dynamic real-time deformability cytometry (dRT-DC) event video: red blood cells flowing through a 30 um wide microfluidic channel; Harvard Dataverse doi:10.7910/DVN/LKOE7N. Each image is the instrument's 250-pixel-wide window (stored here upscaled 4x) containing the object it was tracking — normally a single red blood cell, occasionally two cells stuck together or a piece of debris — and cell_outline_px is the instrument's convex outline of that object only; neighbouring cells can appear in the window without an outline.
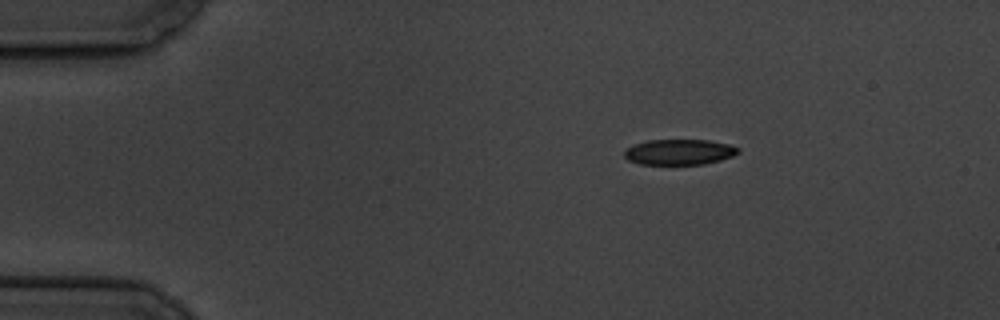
{"species": "common noctule bat (a hibernating species)", "species_latin": "Nyctalus noctula", "temperature_condition": "cold", "stored_images_in_passage": 49, "camera_frame_rate_fps": 3000, "um_per_image_px": 0.085, "animal": {"sex": "male", "body_mass_g": 19.5, "forearm_length_mm": 54.6}, "frame": {"image": 1, "passage_image": 1, "time_ms": 0.0, "image_size_px": [1000, 320], "cell_outline_px": [[740, 152], [732, 156], [720, 160], [704, 164], [640, 164], [628, 160], [624, 156], [624, 148], [632, 144], [648, 140], [708, 140], [728, 144], [740, 148]], "centroid_in_image_um": [57.7, 12.91], "position_along_channel_um": 27.3, "area_um2": 17.05}}
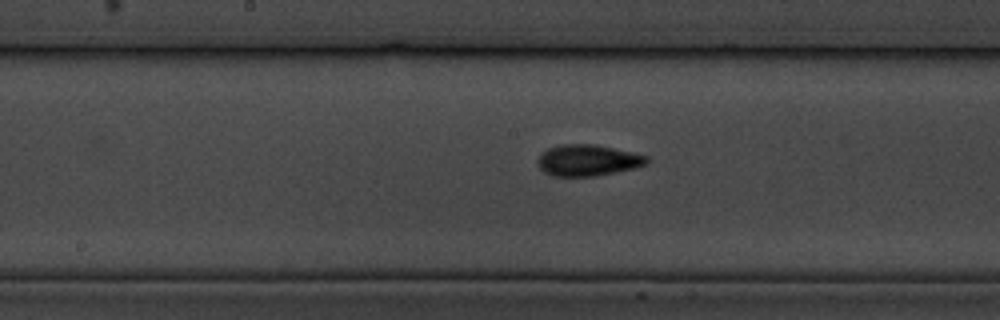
{"frame": {"image": 2, "passage_image": 21, "time_ms": 6.667, "image_size_px": [1000, 320], "cell_outline_px": [[648, 164], [636, 168], [596, 176], [552, 176], [544, 172], [540, 168], [540, 156], [548, 148], [560, 144], [596, 144], [648, 156]], "centroid_in_image_um": [50.01, 13.63], "position_along_channel_um": 198.2, "area_um2": 19.77}}
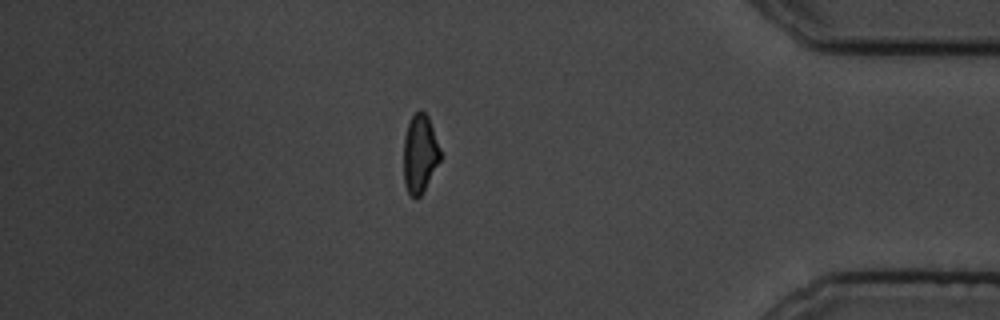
{"frame": {"image": 3, "passage_image": 41, "time_ms": 13.333, "image_size_px": [1000, 320], "cell_outline_px": [[440, 160], [424, 192], [420, 196], [412, 196], [408, 192], [404, 184], [404, 136], [408, 124], [412, 116], [420, 108], [428, 116], [440, 148]], "centroid_in_image_um": [35.69, 13.06], "position_along_channel_um": 399.5, "area_um2": 16.7}, "authors_computed_cell_mechanics": {"area_um2": 18.1492, "velocity_mm_per_s": 3.5228, "shape_relaxation_time_tau1_ms": 2.9861, "shape_relaxation_time_tau2_ms": 2.5696, "deformation_change_tau1": 0.1022, "deformation_change_tau2": 0.0762}}